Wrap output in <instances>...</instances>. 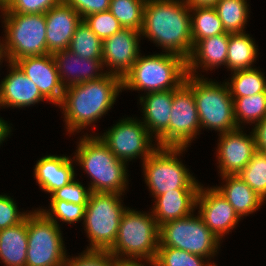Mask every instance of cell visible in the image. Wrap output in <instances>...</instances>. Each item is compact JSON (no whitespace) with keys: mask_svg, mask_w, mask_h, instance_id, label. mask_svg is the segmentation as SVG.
Masks as SVG:
<instances>
[{"mask_svg":"<svg viewBox=\"0 0 266 266\" xmlns=\"http://www.w3.org/2000/svg\"><path fill=\"white\" fill-rule=\"evenodd\" d=\"M76 10L81 18L109 10L111 0H63Z\"/></svg>","mask_w":266,"mask_h":266,"instance_id":"cell-42","label":"cell"},{"mask_svg":"<svg viewBox=\"0 0 266 266\" xmlns=\"http://www.w3.org/2000/svg\"><path fill=\"white\" fill-rule=\"evenodd\" d=\"M238 175L260 198L266 201V153L256 151Z\"/></svg>","mask_w":266,"mask_h":266,"instance_id":"cell-35","label":"cell"},{"mask_svg":"<svg viewBox=\"0 0 266 266\" xmlns=\"http://www.w3.org/2000/svg\"><path fill=\"white\" fill-rule=\"evenodd\" d=\"M201 129L193 91L183 83L173 90L168 130L157 140V147H188ZM189 143V144H188Z\"/></svg>","mask_w":266,"mask_h":266,"instance_id":"cell-12","label":"cell"},{"mask_svg":"<svg viewBox=\"0 0 266 266\" xmlns=\"http://www.w3.org/2000/svg\"><path fill=\"white\" fill-rule=\"evenodd\" d=\"M103 41L82 20L76 27L68 49L85 59H102Z\"/></svg>","mask_w":266,"mask_h":266,"instance_id":"cell-32","label":"cell"},{"mask_svg":"<svg viewBox=\"0 0 266 266\" xmlns=\"http://www.w3.org/2000/svg\"><path fill=\"white\" fill-rule=\"evenodd\" d=\"M66 266H120L108 250H87L78 257L66 259Z\"/></svg>","mask_w":266,"mask_h":266,"instance_id":"cell-38","label":"cell"},{"mask_svg":"<svg viewBox=\"0 0 266 266\" xmlns=\"http://www.w3.org/2000/svg\"><path fill=\"white\" fill-rule=\"evenodd\" d=\"M187 75L185 84L193 91L201 128L225 133L238 128L234 118L233 98L226 83Z\"/></svg>","mask_w":266,"mask_h":266,"instance_id":"cell-6","label":"cell"},{"mask_svg":"<svg viewBox=\"0 0 266 266\" xmlns=\"http://www.w3.org/2000/svg\"><path fill=\"white\" fill-rule=\"evenodd\" d=\"M141 33L131 28L120 31L103 40L102 61L104 67H111L109 73L121 78L132 68L136 59L141 56L139 40Z\"/></svg>","mask_w":266,"mask_h":266,"instance_id":"cell-15","label":"cell"},{"mask_svg":"<svg viewBox=\"0 0 266 266\" xmlns=\"http://www.w3.org/2000/svg\"><path fill=\"white\" fill-rule=\"evenodd\" d=\"M39 88L40 93L54 105L62 101L65 88L61 84L52 54L28 56L15 62Z\"/></svg>","mask_w":266,"mask_h":266,"instance_id":"cell-17","label":"cell"},{"mask_svg":"<svg viewBox=\"0 0 266 266\" xmlns=\"http://www.w3.org/2000/svg\"><path fill=\"white\" fill-rule=\"evenodd\" d=\"M122 89V78L109 72L102 78L65 88L59 107L63 109L68 133L95 123L112 108Z\"/></svg>","mask_w":266,"mask_h":266,"instance_id":"cell-2","label":"cell"},{"mask_svg":"<svg viewBox=\"0 0 266 266\" xmlns=\"http://www.w3.org/2000/svg\"><path fill=\"white\" fill-rule=\"evenodd\" d=\"M72 160L90 175L91 192L120 193L128 185L126 163L118 159L98 136L83 135Z\"/></svg>","mask_w":266,"mask_h":266,"instance_id":"cell-3","label":"cell"},{"mask_svg":"<svg viewBox=\"0 0 266 266\" xmlns=\"http://www.w3.org/2000/svg\"><path fill=\"white\" fill-rule=\"evenodd\" d=\"M230 82H225L232 98L253 96L266 92V77L257 68L232 72Z\"/></svg>","mask_w":266,"mask_h":266,"instance_id":"cell-29","label":"cell"},{"mask_svg":"<svg viewBox=\"0 0 266 266\" xmlns=\"http://www.w3.org/2000/svg\"><path fill=\"white\" fill-rule=\"evenodd\" d=\"M50 207L48 211L41 208L40 210L56 225H59L57 219L69 224L84 220L86 205H78L63 200H50Z\"/></svg>","mask_w":266,"mask_h":266,"instance_id":"cell-36","label":"cell"},{"mask_svg":"<svg viewBox=\"0 0 266 266\" xmlns=\"http://www.w3.org/2000/svg\"><path fill=\"white\" fill-rule=\"evenodd\" d=\"M173 102V90L146 93L140 97L144 126L156 141L168 130ZM153 133V134H152Z\"/></svg>","mask_w":266,"mask_h":266,"instance_id":"cell-22","label":"cell"},{"mask_svg":"<svg viewBox=\"0 0 266 266\" xmlns=\"http://www.w3.org/2000/svg\"><path fill=\"white\" fill-rule=\"evenodd\" d=\"M45 17L48 52L68 49L76 27L83 20L79 13L62 0L46 12Z\"/></svg>","mask_w":266,"mask_h":266,"instance_id":"cell-18","label":"cell"},{"mask_svg":"<svg viewBox=\"0 0 266 266\" xmlns=\"http://www.w3.org/2000/svg\"><path fill=\"white\" fill-rule=\"evenodd\" d=\"M246 0H219L215 4L226 33H244L249 15Z\"/></svg>","mask_w":266,"mask_h":266,"instance_id":"cell-30","label":"cell"},{"mask_svg":"<svg viewBox=\"0 0 266 266\" xmlns=\"http://www.w3.org/2000/svg\"><path fill=\"white\" fill-rule=\"evenodd\" d=\"M40 209L27 215L26 266H64L67 253L60 231Z\"/></svg>","mask_w":266,"mask_h":266,"instance_id":"cell-10","label":"cell"},{"mask_svg":"<svg viewBox=\"0 0 266 266\" xmlns=\"http://www.w3.org/2000/svg\"><path fill=\"white\" fill-rule=\"evenodd\" d=\"M27 249L26 216L22 222L0 230V260L6 266H26Z\"/></svg>","mask_w":266,"mask_h":266,"instance_id":"cell-26","label":"cell"},{"mask_svg":"<svg viewBox=\"0 0 266 266\" xmlns=\"http://www.w3.org/2000/svg\"><path fill=\"white\" fill-rule=\"evenodd\" d=\"M256 150L266 153V118L255 124L252 130Z\"/></svg>","mask_w":266,"mask_h":266,"instance_id":"cell-43","label":"cell"},{"mask_svg":"<svg viewBox=\"0 0 266 266\" xmlns=\"http://www.w3.org/2000/svg\"><path fill=\"white\" fill-rule=\"evenodd\" d=\"M187 75V60L179 55L139 56L122 78V87L123 90H144L146 93L176 90Z\"/></svg>","mask_w":266,"mask_h":266,"instance_id":"cell-4","label":"cell"},{"mask_svg":"<svg viewBox=\"0 0 266 266\" xmlns=\"http://www.w3.org/2000/svg\"><path fill=\"white\" fill-rule=\"evenodd\" d=\"M72 163L66 156H44L35 165L34 177L42 190L52 194L75 179Z\"/></svg>","mask_w":266,"mask_h":266,"instance_id":"cell-23","label":"cell"},{"mask_svg":"<svg viewBox=\"0 0 266 266\" xmlns=\"http://www.w3.org/2000/svg\"><path fill=\"white\" fill-rule=\"evenodd\" d=\"M206 259V262L205 260ZM207 258L174 247L159 246L155 260L145 261L151 266H216Z\"/></svg>","mask_w":266,"mask_h":266,"instance_id":"cell-34","label":"cell"},{"mask_svg":"<svg viewBox=\"0 0 266 266\" xmlns=\"http://www.w3.org/2000/svg\"><path fill=\"white\" fill-rule=\"evenodd\" d=\"M199 189H175L155 197L152 213L158 226L184 218L196 209Z\"/></svg>","mask_w":266,"mask_h":266,"instance_id":"cell-21","label":"cell"},{"mask_svg":"<svg viewBox=\"0 0 266 266\" xmlns=\"http://www.w3.org/2000/svg\"><path fill=\"white\" fill-rule=\"evenodd\" d=\"M5 58V56H0V62H1V60H3L4 58ZM1 65V64H0Z\"/></svg>","mask_w":266,"mask_h":266,"instance_id":"cell-49","label":"cell"},{"mask_svg":"<svg viewBox=\"0 0 266 266\" xmlns=\"http://www.w3.org/2000/svg\"><path fill=\"white\" fill-rule=\"evenodd\" d=\"M8 65L11 71L0 83V107L22 108L48 101L16 63Z\"/></svg>","mask_w":266,"mask_h":266,"instance_id":"cell-19","label":"cell"},{"mask_svg":"<svg viewBox=\"0 0 266 266\" xmlns=\"http://www.w3.org/2000/svg\"><path fill=\"white\" fill-rule=\"evenodd\" d=\"M99 139L121 161L127 164L136 157L144 162L158 147L153 146L152 136L141 121L134 118L119 120Z\"/></svg>","mask_w":266,"mask_h":266,"instance_id":"cell-13","label":"cell"},{"mask_svg":"<svg viewBox=\"0 0 266 266\" xmlns=\"http://www.w3.org/2000/svg\"><path fill=\"white\" fill-rule=\"evenodd\" d=\"M147 0H111L109 11L123 28L142 30L144 8Z\"/></svg>","mask_w":266,"mask_h":266,"instance_id":"cell-33","label":"cell"},{"mask_svg":"<svg viewBox=\"0 0 266 266\" xmlns=\"http://www.w3.org/2000/svg\"><path fill=\"white\" fill-rule=\"evenodd\" d=\"M83 21L102 41L123 28L109 10L90 14Z\"/></svg>","mask_w":266,"mask_h":266,"instance_id":"cell-37","label":"cell"},{"mask_svg":"<svg viewBox=\"0 0 266 266\" xmlns=\"http://www.w3.org/2000/svg\"><path fill=\"white\" fill-rule=\"evenodd\" d=\"M62 0H10L1 13L42 14Z\"/></svg>","mask_w":266,"mask_h":266,"instance_id":"cell-39","label":"cell"},{"mask_svg":"<svg viewBox=\"0 0 266 266\" xmlns=\"http://www.w3.org/2000/svg\"><path fill=\"white\" fill-rule=\"evenodd\" d=\"M221 177L226 184L214 188L231 204L240 218L257 211L265 202L239 175Z\"/></svg>","mask_w":266,"mask_h":266,"instance_id":"cell-25","label":"cell"},{"mask_svg":"<svg viewBox=\"0 0 266 266\" xmlns=\"http://www.w3.org/2000/svg\"><path fill=\"white\" fill-rule=\"evenodd\" d=\"M91 191L80 182L72 180L67 185L57 189L51 194L50 200H63L78 205H87Z\"/></svg>","mask_w":266,"mask_h":266,"instance_id":"cell-40","label":"cell"},{"mask_svg":"<svg viewBox=\"0 0 266 266\" xmlns=\"http://www.w3.org/2000/svg\"><path fill=\"white\" fill-rule=\"evenodd\" d=\"M11 132V126L2 118H0V145L8 137Z\"/></svg>","mask_w":266,"mask_h":266,"instance_id":"cell-45","label":"cell"},{"mask_svg":"<svg viewBox=\"0 0 266 266\" xmlns=\"http://www.w3.org/2000/svg\"><path fill=\"white\" fill-rule=\"evenodd\" d=\"M186 147H158L144 162L145 182L153 197L175 189H199L195 180L180 159Z\"/></svg>","mask_w":266,"mask_h":266,"instance_id":"cell-9","label":"cell"},{"mask_svg":"<svg viewBox=\"0 0 266 266\" xmlns=\"http://www.w3.org/2000/svg\"><path fill=\"white\" fill-rule=\"evenodd\" d=\"M145 263H141V260L140 262L139 261H125V262H121L120 263V266H146L144 265Z\"/></svg>","mask_w":266,"mask_h":266,"instance_id":"cell-46","label":"cell"},{"mask_svg":"<svg viewBox=\"0 0 266 266\" xmlns=\"http://www.w3.org/2000/svg\"><path fill=\"white\" fill-rule=\"evenodd\" d=\"M234 118L238 128L241 124L258 123L266 118V92L253 96L233 98ZM241 123V124H240Z\"/></svg>","mask_w":266,"mask_h":266,"instance_id":"cell-31","label":"cell"},{"mask_svg":"<svg viewBox=\"0 0 266 266\" xmlns=\"http://www.w3.org/2000/svg\"><path fill=\"white\" fill-rule=\"evenodd\" d=\"M120 193L91 192L84 215V228L90 240L87 250H109L118 235L122 214Z\"/></svg>","mask_w":266,"mask_h":266,"instance_id":"cell-8","label":"cell"},{"mask_svg":"<svg viewBox=\"0 0 266 266\" xmlns=\"http://www.w3.org/2000/svg\"><path fill=\"white\" fill-rule=\"evenodd\" d=\"M10 0H0V9L4 8Z\"/></svg>","mask_w":266,"mask_h":266,"instance_id":"cell-47","label":"cell"},{"mask_svg":"<svg viewBox=\"0 0 266 266\" xmlns=\"http://www.w3.org/2000/svg\"><path fill=\"white\" fill-rule=\"evenodd\" d=\"M193 47L202 39L226 33L215 7L191 8Z\"/></svg>","mask_w":266,"mask_h":266,"instance_id":"cell-28","label":"cell"},{"mask_svg":"<svg viewBox=\"0 0 266 266\" xmlns=\"http://www.w3.org/2000/svg\"><path fill=\"white\" fill-rule=\"evenodd\" d=\"M52 55L64 88L102 78L108 72L103 73L101 71L104 69L102 59H85L69 49L57 51ZM99 70L101 71L100 73Z\"/></svg>","mask_w":266,"mask_h":266,"instance_id":"cell-20","label":"cell"},{"mask_svg":"<svg viewBox=\"0 0 266 266\" xmlns=\"http://www.w3.org/2000/svg\"><path fill=\"white\" fill-rule=\"evenodd\" d=\"M241 129L219 134L217 158L221 176L238 175L257 151L253 133L249 136Z\"/></svg>","mask_w":266,"mask_h":266,"instance_id":"cell-16","label":"cell"},{"mask_svg":"<svg viewBox=\"0 0 266 266\" xmlns=\"http://www.w3.org/2000/svg\"><path fill=\"white\" fill-rule=\"evenodd\" d=\"M189 12L184 0H147L141 36L188 60L193 50Z\"/></svg>","mask_w":266,"mask_h":266,"instance_id":"cell-1","label":"cell"},{"mask_svg":"<svg viewBox=\"0 0 266 266\" xmlns=\"http://www.w3.org/2000/svg\"><path fill=\"white\" fill-rule=\"evenodd\" d=\"M0 56H5L4 43H2L1 41H0Z\"/></svg>","mask_w":266,"mask_h":266,"instance_id":"cell-48","label":"cell"},{"mask_svg":"<svg viewBox=\"0 0 266 266\" xmlns=\"http://www.w3.org/2000/svg\"><path fill=\"white\" fill-rule=\"evenodd\" d=\"M229 33H223L200 40L192 50V54L187 60V73L190 76L196 75L199 66L213 69L221 65L226 66L228 53ZM200 64V65H199ZM210 68V69H209Z\"/></svg>","mask_w":266,"mask_h":266,"instance_id":"cell-24","label":"cell"},{"mask_svg":"<svg viewBox=\"0 0 266 266\" xmlns=\"http://www.w3.org/2000/svg\"><path fill=\"white\" fill-rule=\"evenodd\" d=\"M249 34L229 33L226 66L232 72L252 69L258 52L257 45Z\"/></svg>","mask_w":266,"mask_h":266,"instance_id":"cell-27","label":"cell"},{"mask_svg":"<svg viewBox=\"0 0 266 266\" xmlns=\"http://www.w3.org/2000/svg\"><path fill=\"white\" fill-rule=\"evenodd\" d=\"M219 0H184L190 7H214Z\"/></svg>","mask_w":266,"mask_h":266,"instance_id":"cell-44","label":"cell"},{"mask_svg":"<svg viewBox=\"0 0 266 266\" xmlns=\"http://www.w3.org/2000/svg\"><path fill=\"white\" fill-rule=\"evenodd\" d=\"M29 213L19 212L13 198L0 195V230L22 222Z\"/></svg>","mask_w":266,"mask_h":266,"instance_id":"cell-41","label":"cell"},{"mask_svg":"<svg viewBox=\"0 0 266 266\" xmlns=\"http://www.w3.org/2000/svg\"><path fill=\"white\" fill-rule=\"evenodd\" d=\"M5 61L15 63L28 56L48 54L46 17L42 14L3 13ZM5 41V42H4Z\"/></svg>","mask_w":266,"mask_h":266,"instance_id":"cell-7","label":"cell"},{"mask_svg":"<svg viewBox=\"0 0 266 266\" xmlns=\"http://www.w3.org/2000/svg\"><path fill=\"white\" fill-rule=\"evenodd\" d=\"M197 207L199 216L219 240L233 230L241 219L231 204L214 187L203 189V186H200L196 199Z\"/></svg>","mask_w":266,"mask_h":266,"instance_id":"cell-14","label":"cell"},{"mask_svg":"<svg viewBox=\"0 0 266 266\" xmlns=\"http://www.w3.org/2000/svg\"><path fill=\"white\" fill-rule=\"evenodd\" d=\"M158 248L159 226L153 214L127 207L120 220L116 241L108 250L111 255L120 263L150 261L155 260Z\"/></svg>","mask_w":266,"mask_h":266,"instance_id":"cell-5","label":"cell"},{"mask_svg":"<svg viewBox=\"0 0 266 266\" xmlns=\"http://www.w3.org/2000/svg\"><path fill=\"white\" fill-rule=\"evenodd\" d=\"M220 241L193 213L159 226V246L174 247L208 260L216 255Z\"/></svg>","mask_w":266,"mask_h":266,"instance_id":"cell-11","label":"cell"}]
</instances>
